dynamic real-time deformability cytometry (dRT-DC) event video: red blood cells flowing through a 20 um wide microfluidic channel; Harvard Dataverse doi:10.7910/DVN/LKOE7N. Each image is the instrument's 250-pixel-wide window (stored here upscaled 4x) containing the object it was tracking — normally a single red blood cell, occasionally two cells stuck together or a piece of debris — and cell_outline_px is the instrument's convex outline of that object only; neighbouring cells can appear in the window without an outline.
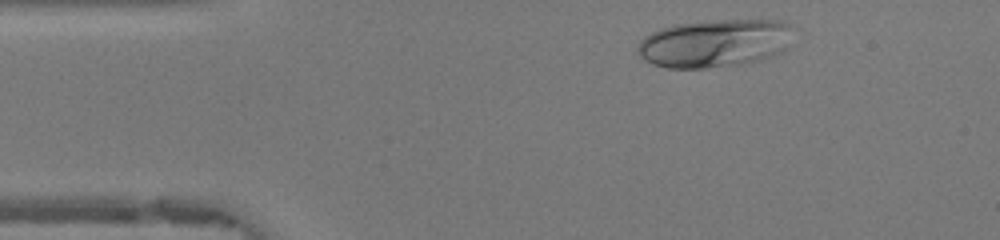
{"species": "human", "species_latin": "Homo sapiens", "temperature_condition": "warm", "stored_images_in_passage": 35, "camera_frame_rate_fps": 3000, "um_per_image_px": 0.085, "donor": {"sex": "female"}, "frame": {"image": 1, "passage_image": 3, "time_ms": 0.667, "image_size_px": [1000, 240], "cell_outline_px": [[788, 28], [784, 52], [760, 60], [740, 64], [704, 68], [668, 68], [652, 64], [644, 60], [640, 56], [636, 48], [640, 40], [644, 36], [660, 28], [672, 24], [716, 20], [784, 20], [788, 24]], "centroid_in_image_um": [60.65, 3.68], "position_along_channel_um": 24.3, "area_um2": 43.29}}
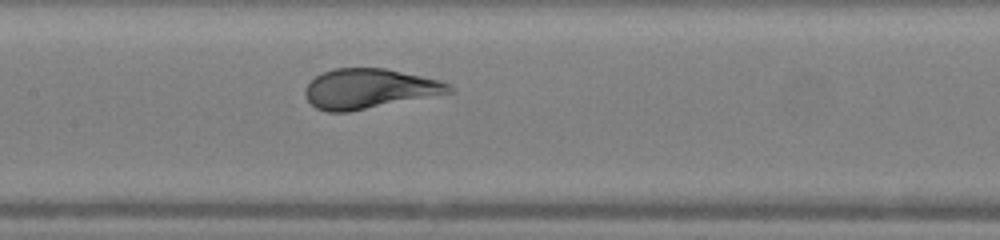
{"frame": {"image": 2, "passage_image": 18, "time_ms": 5.667, "image_size_px": [1000, 240], "cell_outline_px": [[456, 92], [348, 112], [328, 112], [316, 108], [308, 100], [304, 92], [304, 88], [316, 76], [324, 72], [336, 68], [384, 68], [440, 80], [456, 88]], "centroid_in_image_um": [31.42, 7.55], "position_along_channel_um": 176.0, "area_um2": 33.41}}
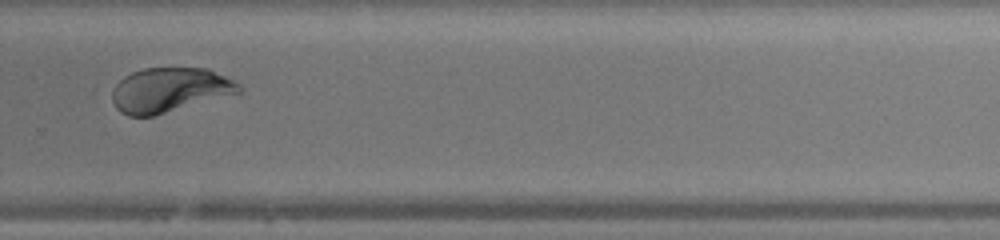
{"frame": {"image": 3, "passage_image": 28, "time_ms": 9.0, "image_size_px": [1000, 240], "cell_outline_px": [[240, 92], [156, 116], [128, 116], [120, 112], [116, 108], [112, 100], [112, 92], [116, 84], [124, 76], [132, 72], [144, 68], [208, 68], [240, 84]], "centroid_in_image_um": [14.38, 7.66], "position_along_channel_um": 315.4, "area_um2": 32.83}, "authors_computed_cell_mechanics": {"area_um2": 33.6396, "velocity_mm_per_s": 4.192, "shape_relaxation_time_tau1_ms": 4.5437, "shape_relaxation_time_tau2_ms": null, "deformation_change_tau1": 0.234, "deformation_change_tau2": null}}